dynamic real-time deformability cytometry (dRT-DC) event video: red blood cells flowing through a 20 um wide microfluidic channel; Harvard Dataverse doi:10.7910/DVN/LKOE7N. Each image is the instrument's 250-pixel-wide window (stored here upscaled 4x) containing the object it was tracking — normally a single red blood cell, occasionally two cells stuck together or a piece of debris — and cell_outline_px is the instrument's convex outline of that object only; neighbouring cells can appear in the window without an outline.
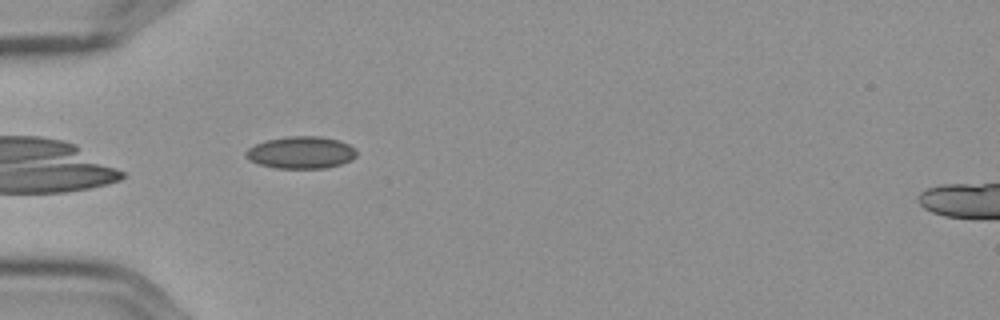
{"species": "Egyptian fruit bat (a non-hibernating species)", "species_latin": "Rousettus aegyptiacus", "temperature_condition": "cold", "stored_images_in_passage": 5, "camera_frame_rate_fps": 3000, "um_per_image_px": 0.085, "frame": {"image": 1, "passage_image": 5, "time_ms": 1.333, "image_size_px": [1000, 320], "cell_outline_px": [[356, 156], [352, 160], [340, 164], [324, 168], [276, 168], [260, 164], [244, 156], [244, 152], [248, 148], [264, 140], [288, 136], [320, 136], [340, 140], [356, 148]], "centroid_in_image_um": [25.6, 12.95], "position_along_channel_um": 59.4, "area_um2": 20.81}}